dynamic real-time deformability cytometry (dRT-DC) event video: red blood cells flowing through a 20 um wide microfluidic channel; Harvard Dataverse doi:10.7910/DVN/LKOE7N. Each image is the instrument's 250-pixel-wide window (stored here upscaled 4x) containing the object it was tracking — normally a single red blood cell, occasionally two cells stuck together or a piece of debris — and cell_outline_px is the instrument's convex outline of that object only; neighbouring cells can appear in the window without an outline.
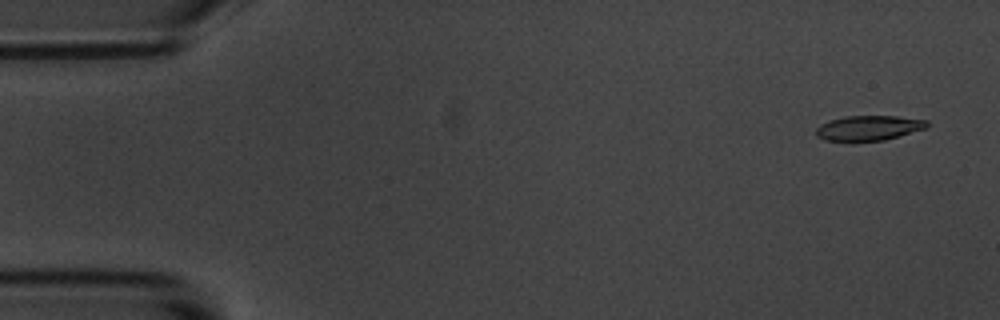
{"species": "common noctule bat (a hibernating species)", "species_latin": "Nyctalus noctula", "temperature_condition": "room temperature", "stored_images_in_passage": 2, "segment_of_instrument_passage": [2, 2], "camera_frame_rate_fps": 3000, "um_per_image_px": 0.085, "animal": {"sex": "male", "body_mass_g": 20.1, "forearm_length_mm": 53.5}, "frame": {"image": 1, "passage_image": 2, "time_ms": 1.333, "image_size_px": [1000, 320], "cell_outline_px": [[928, 128], [884, 140], [824, 140], [816, 136], [816, 128], [820, 124], [828, 120], [844, 116], [896, 116], [928, 120]], "centroid_in_image_um": [73.84, 10.86], "position_along_channel_um": 11.2, "area_um2": 16.07}}